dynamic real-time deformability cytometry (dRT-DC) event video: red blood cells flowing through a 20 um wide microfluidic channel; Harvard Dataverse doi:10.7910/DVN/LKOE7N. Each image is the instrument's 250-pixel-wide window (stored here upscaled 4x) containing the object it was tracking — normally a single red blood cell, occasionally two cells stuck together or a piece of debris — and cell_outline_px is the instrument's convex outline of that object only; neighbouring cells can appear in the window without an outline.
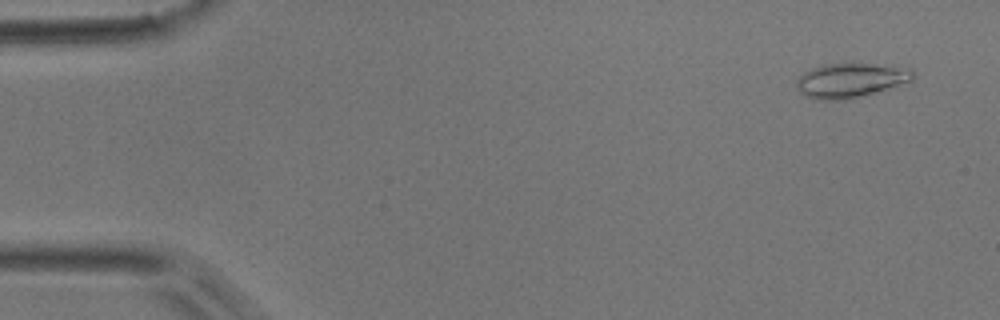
{"species": "common noctule bat (a hibernating species)", "species_latin": "Nyctalus noctula", "temperature_condition": "room temperature", "stored_images_in_passage": 50, "camera_frame_rate_fps": 3000, "um_per_image_px": 0.085, "animal": {"sex": "male", "body_mass_g": 17.9}, "frame": {"image": 1, "passage_image": 3, "time_ms": 0.667, "image_size_px": [1000, 320], "cell_outline_px": [[916, 76], [912, 80], [876, 92], [844, 100], [820, 100], [808, 96], [800, 92], [796, 84], [796, 80], [804, 72], [812, 68], [824, 64], [844, 60], [852, 60], [892, 64], [912, 68]], "centroid_in_image_um": [72.36, 6.74], "position_along_channel_um": 12.6, "area_um2": 24.51}}
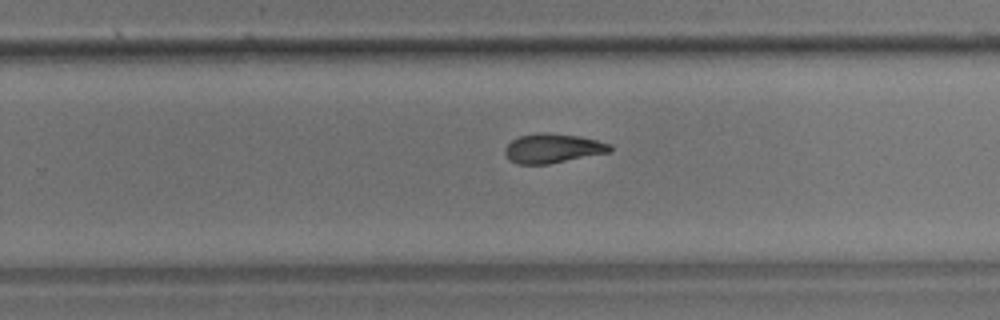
{"frame": {"image": 2, "passage_image": 32, "time_ms": 10.333, "image_size_px": [1000, 320], "cell_outline_px": [[612, 152], [548, 164], [516, 164], [508, 160], [504, 152], [504, 148], [512, 140], [520, 136], [536, 132], [548, 132], [580, 136], [612, 144]], "centroid_in_image_um": [46.98, 12.6], "position_along_channel_um": 282.8, "area_um2": 18.26}}
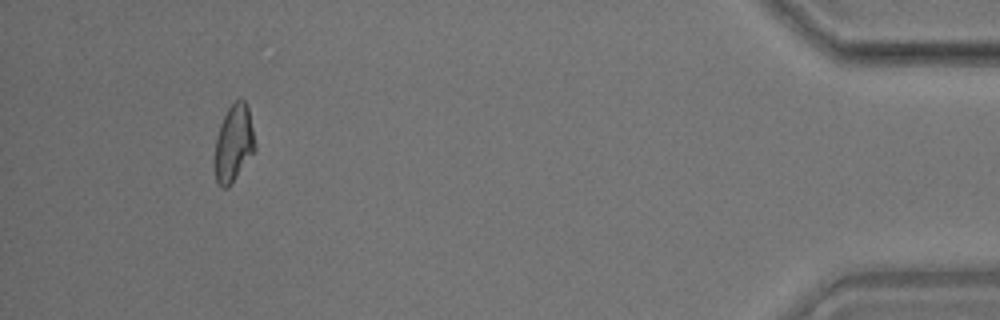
{"frame": {"image": 3, "passage_image": 47, "time_ms": 15.333, "image_size_px": [1000, 320], "cell_outline_px": [[256, 148], [228, 188], [224, 188], [216, 180], [216, 136], [220, 124], [228, 108], [236, 100], [244, 100], [248, 108], [256, 144]], "centroid_in_image_um": [19.88, 12.15], "position_along_channel_um": 415.3, "area_um2": 17.51}, "authors_computed_cell_mechanics": {"area_um2": 18.5249, "velocity_mm_per_s": 3.9638, "shape_relaxation_time_tau1_ms": 9.2373, "shape_relaxation_time_tau2_ms": 2.5128, "deformation_change_tau1": 0.2118, "deformation_change_tau2": 0.0934}}